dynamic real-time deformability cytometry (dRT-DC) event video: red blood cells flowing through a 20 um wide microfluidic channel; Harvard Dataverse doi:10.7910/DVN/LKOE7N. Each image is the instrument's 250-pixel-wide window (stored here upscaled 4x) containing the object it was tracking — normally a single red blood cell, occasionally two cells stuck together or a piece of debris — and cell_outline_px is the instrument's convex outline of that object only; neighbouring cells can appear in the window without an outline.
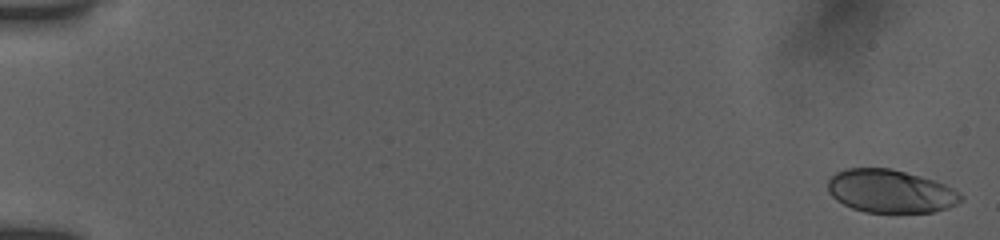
{"species": "human", "species_latin": "Homo sapiens", "temperature_condition": "room temperature", "stored_images_in_passage": 10, "camera_frame_rate_fps": 3000, "um_per_image_px": 0.085, "donor": {"sex": "female"}, "frame": {"image": 1, "passage_image": 1, "time_ms": 0.0, "image_size_px": [1000, 240], "cell_outline_px": [[964, 200], [948, 208], [932, 212], [864, 212], [852, 208], [836, 200], [828, 192], [828, 180], [836, 172], [844, 168], [892, 168], [920, 176], [944, 184], [960, 192], [964, 196]], "centroid_in_image_um": [75.69, 16.25], "position_along_channel_um": 9.3, "area_um2": 33.52}}
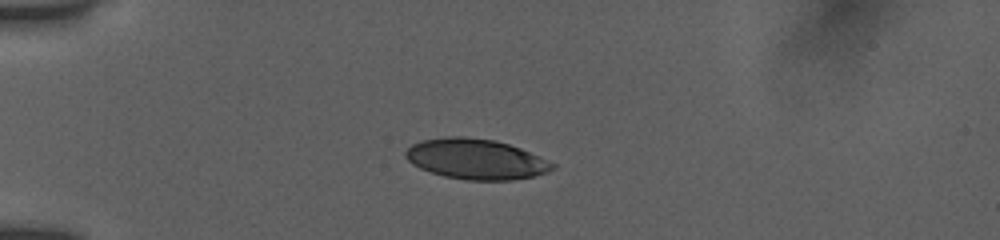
{"frame": {"image": 2, "passage_image": 7, "time_ms": 4.667, "image_size_px": [1000, 240], "cell_outline_px": [[556, 168], [548, 172], [532, 176], [512, 180], [464, 180], [444, 176], [420, 168], [412, 164], [404, 156], [404, 152], [412, 144], [420, 140], [448, 136], [464, 136], [496, 140], [520, 148], [540, 156], [556, 164]], "centroid_in_image_um": [40.45, 13.51], "position_along_channel_um": 44.5, "area_um2": 34.74}}
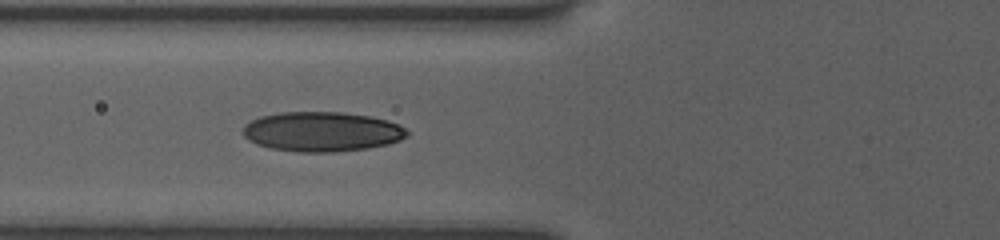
{"frame": {"image": 3, "passage_image": 10, "time_ms": 7.0, "image_size_px": [1000, 240], "cell_outline_px": [[408, 136], [400, 140], [388, 144], [368, 148], [332, 152], [296, 152], [268, 148], [256, 144], [248, 140], [244, 136], [244, 124], [260, 116], [280, 112], [340, 112], [368, 116], [388, 120], [400, 124], [408, 132]], "centroid_in_image_um": [27.35, 11.19], "position_along_channel_um": 98.4, "area_um2": 38.15}}